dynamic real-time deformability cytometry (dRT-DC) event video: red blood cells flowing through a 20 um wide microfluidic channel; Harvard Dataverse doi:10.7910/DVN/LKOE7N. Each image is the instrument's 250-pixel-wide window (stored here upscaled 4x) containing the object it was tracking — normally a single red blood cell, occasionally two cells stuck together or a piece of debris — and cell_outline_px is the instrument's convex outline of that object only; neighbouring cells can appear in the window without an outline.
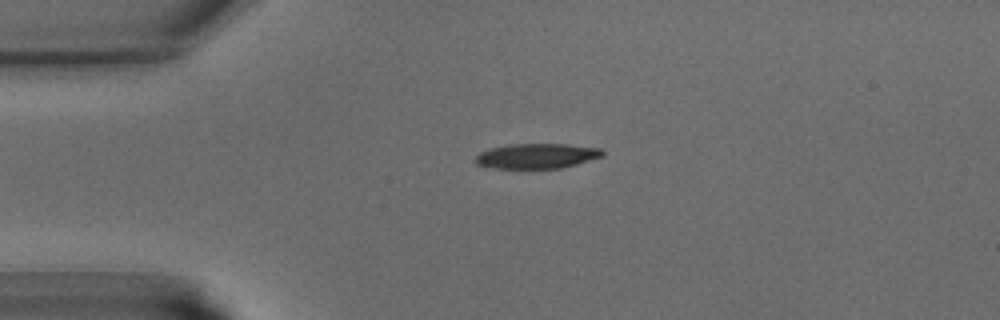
{"species": "common noctule bat (a hibernating species)", "species_latin": "Nyctalus noctula", "temperature_condition": "warm", "stored_images_in_passage": 33, "camera_frame_rate_fps": 3000, "um_per_image_px": 0.085, "animal": {"sex": "male", "body_mass_g": 15.6}, "frame": {"image": 1, "passage_image": 1, "time_ms": 0.0, "image_size_px": [1000, 320], "cell_outline_px": [[604, 156], [576, 164], [560, 168], [492, 168], [476, 164], [476, 156], [480, 152], [488, 148], [512, 144], [568, 144], [600, 148], [604, 152]], "centroid_in_image_um": [45.63, 13.25], "position_along_channel_um": 39.4, "area_um2": 18.5}}
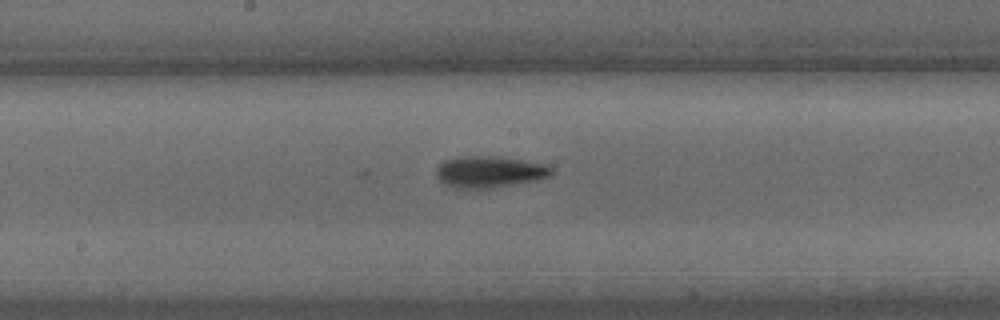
{"frame": {"image": 2, "passage_image": 13, "time_ms": 4.0, "image_size_px": [1000, 320], "cell_outline_px": [[556, 172], [552, 176], [536, 180], [488, 188], [456, 188], [444, 184], [436, 176], [436, 168], [444, 160], [460, 156], [496, 156], [544, 164], [556, 168]], "centroid_in_image_um": [41.63, 14.6], "position_along_channel_um": 206.6, "area_um2": 21.21}}
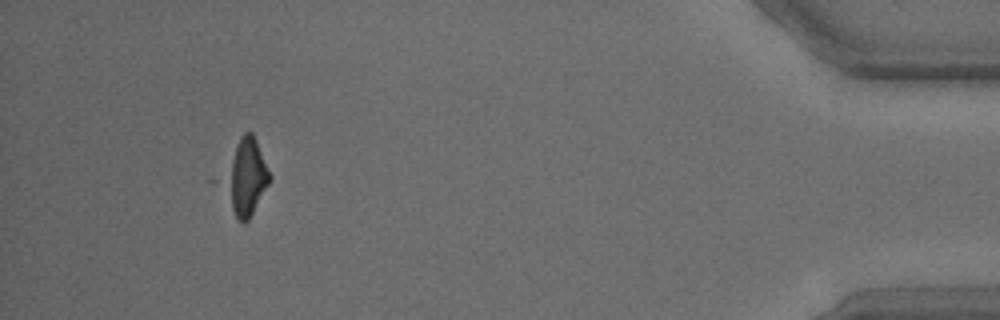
{"frame": {"image": 3, "passage_image": 30, "time_ms": 9.667, "image_size_px": [1000, 320], "cell_outline_px": [[272, 180], [248, 220], [244, 224], [236, 220], [232, 208], [224, 180], [240, 136], [244, 132], [252, 132], [256, 140], [272, 176]], "centroid_in_image_um": [20.98, 15.08], "position_along_channel_um": 414.2, "area_um2": 19.36}}